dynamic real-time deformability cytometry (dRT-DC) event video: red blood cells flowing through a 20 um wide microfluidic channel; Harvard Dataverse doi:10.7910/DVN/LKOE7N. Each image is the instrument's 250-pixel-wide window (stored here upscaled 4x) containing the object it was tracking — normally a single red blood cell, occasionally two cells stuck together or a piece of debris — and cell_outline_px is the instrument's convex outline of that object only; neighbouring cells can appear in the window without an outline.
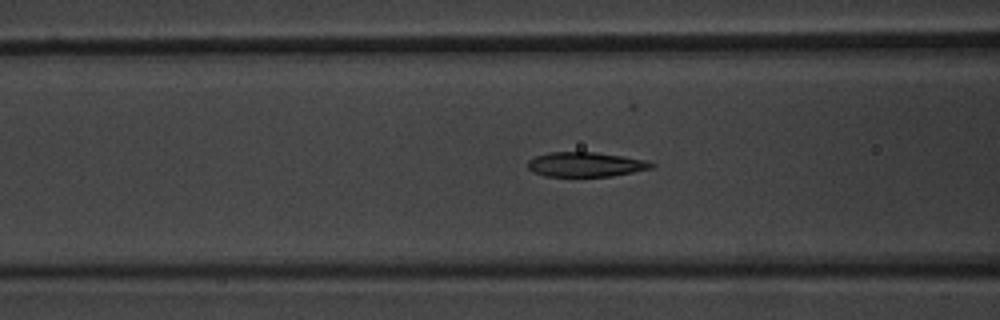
{"species": "common noctule bat (a hibernating species)", "species_latin": "Nyctalus noctula", "temperature_condition": "warm", "stored_images_in_passage": 44, "camera_frame_rate_fps": 3000, "um_per_image_px": 0.085, "animal": {"sex": "male", "body_mass_g": 20.1, "forearm_length_mm": 53.5}, "frame": {"image": 1, "passage_image": 13, "time_ms": 4.0, "image_size_px": [1000, 320], "cell_outline_px": [[656, 164], [652, 168], [612, 176], [544, 176], [532, 172], [528, 168], [528, 160], [536, 156], [552, 152], [596, 152], [644, 160]], "centroid_in_image_um": [49.74, 13.98], "position_along_channel_um": 116.9, "area_um2": 17.57}}
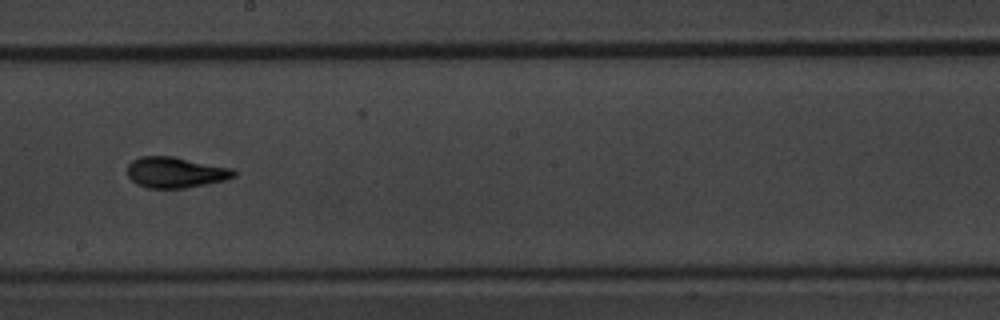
{"frame": {"image": 2, "passage_image": 22, "time_ms": 7.0, "image_size_px": [1000, 320], "cell_outline_px": [[236, 176], [224, 180], [208, 184], [184, 188], [148, 188], [136, 184], [128, 176], [128, 164], [132, 160], [140, 156], [172, 156], [232, 168], [236, 172]], "centroid_in_image_um": [14.91, 14.65], "position_along_channel_um": 233.3, "area_um2": 19.13}}
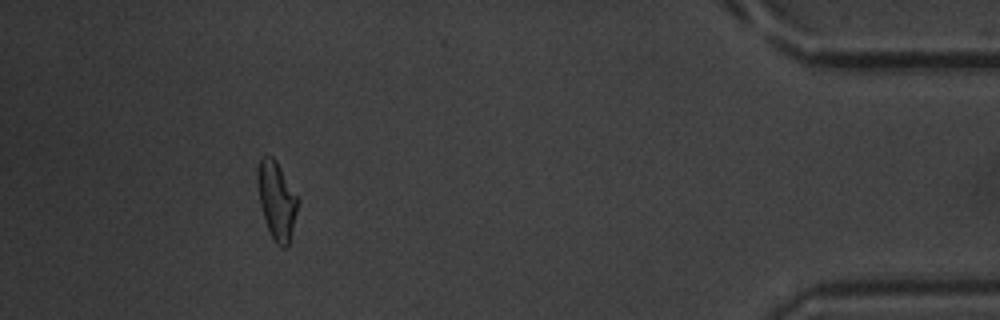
{"frame": {"image": 3, "passage_image": 40, "time_ms": 13.0, "image_size_px": [1000, 320], "cell_outline_px": [[300, 200], [288, 248], [280, 248], [276, 244], [268, 228], [260, 204], [256, 180], [256, 172], [260, 160], [264, 156], [272, 156], [276, 160]], "centroid_in_image_um": [23.53, 17.04], "position_along_channel_um": 411.7, "area_um2": 18.38}, "authors_computed_cell_mechanics": {"area_um2": 18.1781, "velocity_mm_per_s": 3.8806, "shape_relaxation_time_tau1_ms": 3.9033, "shape_relaxation_time_tau2_ms": 1.9262, "deformation_change_tau1": 0.1676, "deformation_change_tau2": 0.0867}}